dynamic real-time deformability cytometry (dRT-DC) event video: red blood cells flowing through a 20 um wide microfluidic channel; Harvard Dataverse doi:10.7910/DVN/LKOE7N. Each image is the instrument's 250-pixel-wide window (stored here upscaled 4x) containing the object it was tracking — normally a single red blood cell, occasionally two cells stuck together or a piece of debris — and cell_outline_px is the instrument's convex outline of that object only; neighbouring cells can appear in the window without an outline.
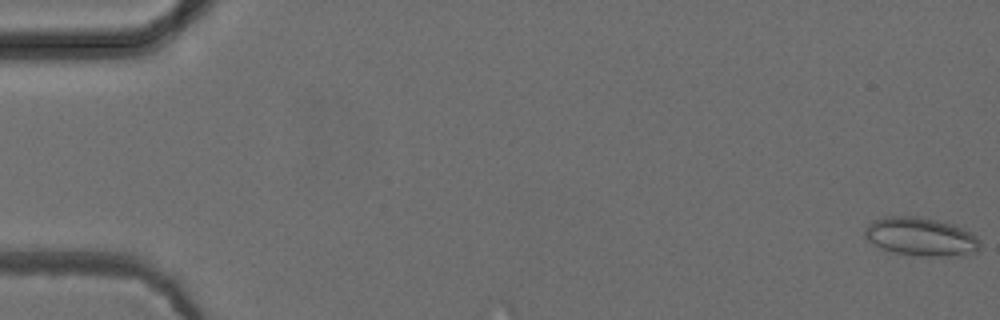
{"species": "common noctule bat (a hibernating species)", "species_latin": "Nyctalus noctula", "temperature_condition": "cold", "stored_images_in_passage": 6, "camera_frame_rate_fps": 3000, "um_per_image_px": 0.085, "animal": {"sex": "female", "body_mass_g": 24.6, "forearm_length_mm": 56.2}, "frame": {"image": 1, "passage_image": 1, "time_ms": 0.0, "image_size_px": [1000, 320], "cell_outline_px": [[980, 248], [976, 252], [964, 256], [920, 256], [892, 252], [880, 248], [868, 240], [864, 236], [864, 228], [872, 220], [884, 216], [916, 216], [936, 220], [952, 224], [976, 236], [980, 240]], "centroid_in_image_um": [78.25, 20.13], "position_along_channel_um": 6.8, "area_um2": 26.01}}